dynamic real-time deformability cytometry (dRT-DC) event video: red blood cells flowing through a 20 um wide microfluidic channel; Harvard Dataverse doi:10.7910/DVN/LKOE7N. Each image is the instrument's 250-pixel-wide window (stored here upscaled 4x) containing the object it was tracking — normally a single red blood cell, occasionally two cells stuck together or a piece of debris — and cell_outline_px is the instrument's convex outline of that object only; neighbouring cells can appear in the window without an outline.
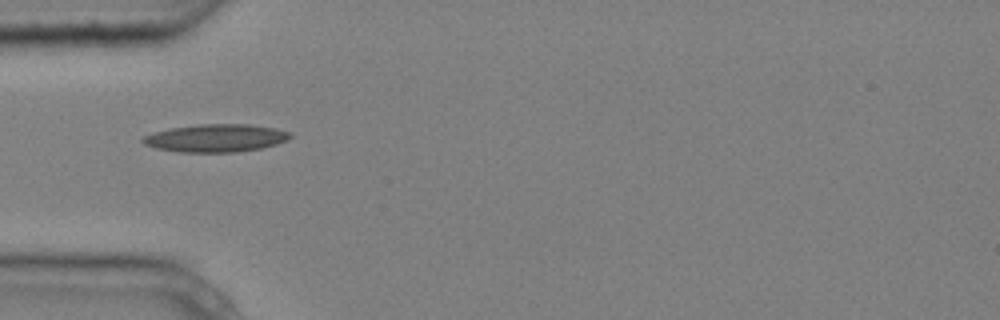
{"species": "common noctule bat (a hibernating species)", "species_latin": "Nyctalus noctula", "temperature_condition": "cold", "stored_images_in_passage": 6, "camera_frame_rate_fps": 3000, "um_per_image_px": 0.085, "animal": {"sex": "male", "body_mass_g": 20.4}, "frame": {"image": 1, "passage_image": 1, "time_ms": 0.0, "image_size_px": [1000, 320], "cell_outline_px": [[292, 136], [288, 140], [276, 144], [260, 148], [236, 152], [180, 152], [156, 148], [144, 144], [140, 140], [144, 136], [152, 132], [168, 128], [200, 124], [248, 124], [276, 128], [292, 132]], "centroid_in_image_um": [18.34, 11.73], "position_along_channel_um": 66.7, "area_um2": 24.04}}
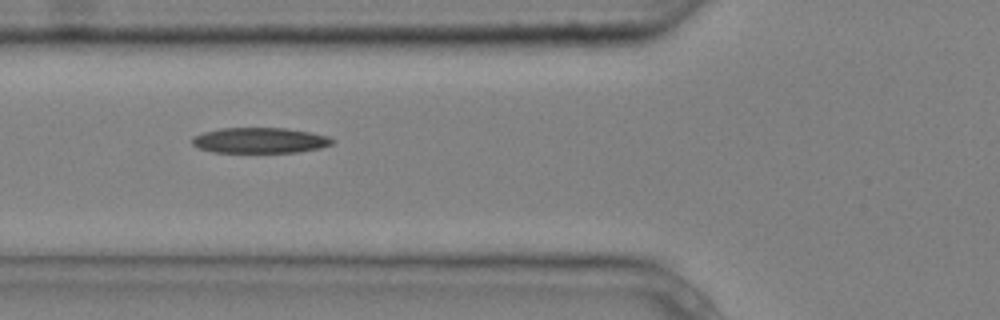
{"frame": {"image": 2, "passage_image": 2, "time_ms": 0.333, "image_size_px": [1000, 320], "cell_outline_px": [[336, 140], [332, 144], [320, 148], [300, 152], [212, 152], [200, 148], [192, 144], [192, 136], [204, 132], [220, 128], [284, 128], [308, 132], [328, 136]], "centroid_in_image_um": [22.09, 11.93], "position_along_channel_um": 103.7, "area_um2": 20.81}}
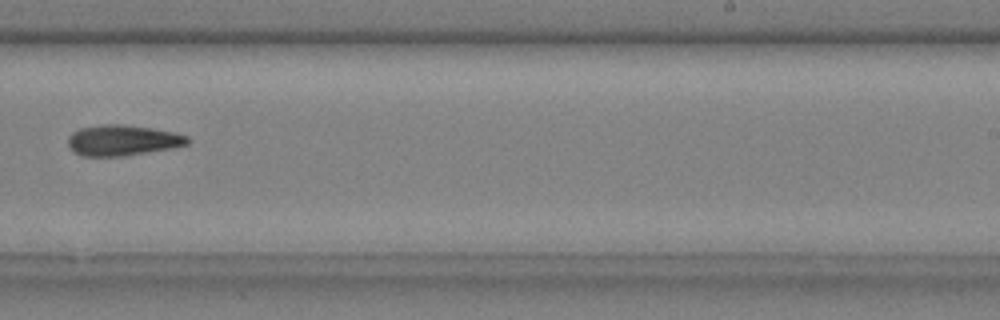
{"frame": {"image": 3, "passage_image": 6, "time_ms": 1.667, "image_size_px": [1000, 320], "cell_outline_px": [[192, 140], [188, 144], [168, 148], [124, 156], [80, 156], [72, 152], [68, 144], [68, 136], [72, 132], [80, 128], [104, 124], [120, 124], [176, 132], [188, 136]], "centroid_in_image_um": [10.38, 11.93], "position_along_channel_um": 278.6, "area_um2": 21.33}}